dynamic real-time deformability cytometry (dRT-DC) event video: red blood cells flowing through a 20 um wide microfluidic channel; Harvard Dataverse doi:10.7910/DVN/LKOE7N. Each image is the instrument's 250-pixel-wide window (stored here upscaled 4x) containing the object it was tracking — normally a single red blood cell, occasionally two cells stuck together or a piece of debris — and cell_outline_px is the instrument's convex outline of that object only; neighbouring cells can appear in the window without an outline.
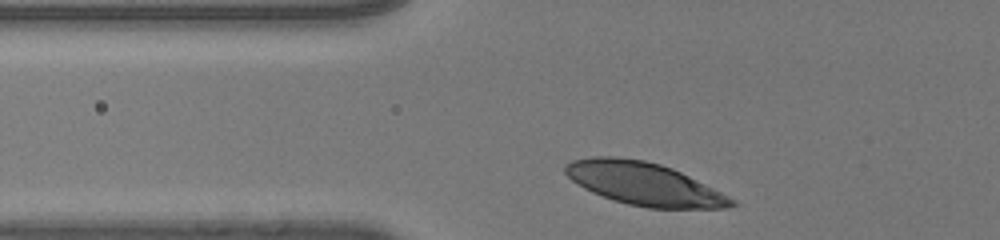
{"species": "human", "species_latin": "Homo sapiens", "temperature_condition": "room temperature", "stored_images_in_passage": 29, "camera_frame_rate_fps": 3000, "um_per_image_px": 0.085, "donor": {"sex": "male"}, "frame": {"image": 1, "passage_image": 2, "time_ms": 0.333, "image_size_px": [1000, 240], "cell_outline_px": [[736, 204], [728, 208], [648, 208], [628, 204], [592, 192], [584, 188], [572, 180], [564, 172], [564, 164], [572, 160], [592, 156], [616, 156], [644, 160], [660, 164], [672, 168], [736, 200]], "centroid_in_image_um": [54.7, 15.61], "position_along_channel_um": 71.1, "area_um2": 41.1}}
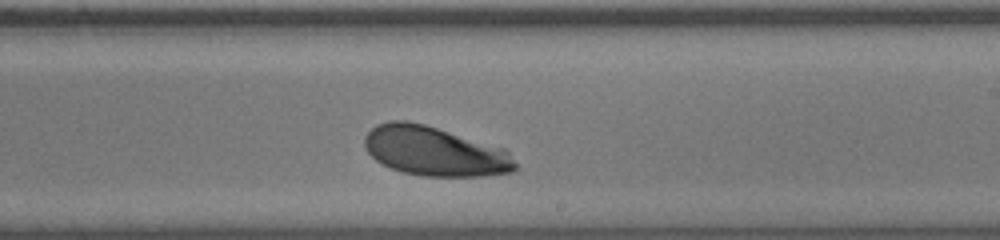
{"frame": {"image": 2, "passage_image": 17, "time_ms": 5.333, "image_size_px": [1000, 240], "cell_outline_px": [[516, 168], [512, 172], [480, 176], [420, 176], [404, 172], [392, 168], [376, 160], [364, 148], [364, 136], [376, 124], [388, 120], [404, 120], [424, 124], [504, 148], [508, 152], [516, 164]], "centroid_in_image_um": [36.91, 12.85], "position_along_channel_um": 252.1, "area_um2": 43.18}}
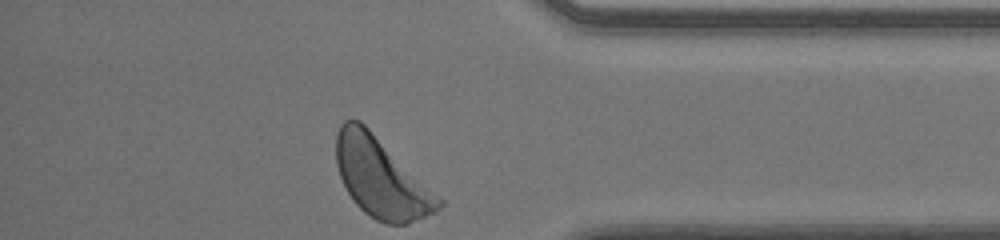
{"frame": {"image": 3, "passage_image": 29, "time_ms": 9.333, "image_size_px": [1000, 240], "cell_outline_px": [[444, 204], [440, 208], [408, 224], [384, 224], [376, 220], [364, 212], [352, 200], [340, 176], [336, 164], [336, 132], [340, 124], [344, 120], [360, 120], [444, 200]], "centroid_in_image_um": [32.38, 15.11], "position_along_channel_um": 402.8, "area_um2": 47.16}, "authors_computed_cell_mechanics": {"area_um2": 43.061, "velocity_mm_per_s": 3.9548, "shape_relaxation_time_tau1_ms": 2.1405, "shape_relaxation_time_tau2_ms": null, "deformation_change_tau1": 0.1352, "deformation_change_tau2": null}}